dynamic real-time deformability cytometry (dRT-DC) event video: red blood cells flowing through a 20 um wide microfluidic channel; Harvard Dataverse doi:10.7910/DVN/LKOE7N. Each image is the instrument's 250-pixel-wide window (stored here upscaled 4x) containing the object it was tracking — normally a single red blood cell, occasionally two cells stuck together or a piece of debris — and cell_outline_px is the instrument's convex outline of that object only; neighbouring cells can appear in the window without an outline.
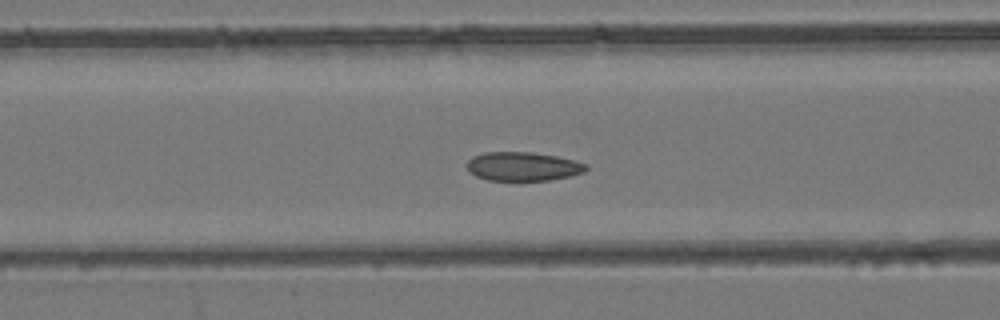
{"species": "common noctule bat (a hibernating species)", "species_latin": "Nyctalus noctula", "temperature_condition": "room temperature", "stored_images_in_passage": 53, "camera_frame_rate_fps": 3000, "um_per_image_px": 0.085, "animal": {"sex": "female", "body_mass_g": 24.6, "forearm_length_mm": 56.2}, "frame": {"image": 1, "passage_image": 21, "time_ms": 6.667, "image_size_px": [1000, 320], "cell_outline_px": [[588, 168], [584, 172], [572, 176], [548, 180], [488, 180], [476, 176], [468, 172], [468, 160], [472, 156], [484, 152], [532, 152], [556, 156], [576, 160], [588, 164]], "centroid_in_image_um": [44.47, 14.14], "position_along_channel_um": 122.1, "area_um2": 20.17}}
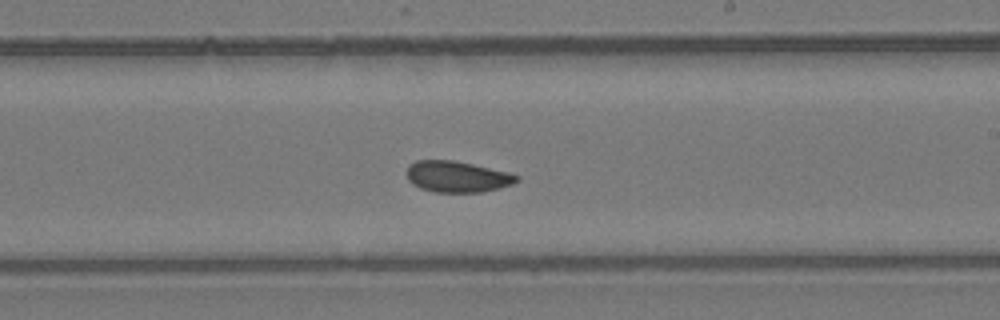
{"frame": {"image": 2, "passage_image": 31, "time_ms": 10.0, "image_size_px": [1000, 320], "cell_outline_px": [[520, 180], [512, 184], [500, 188], [480, 192], [436, 192], [420, 188], [412, 184], [408, 180], [408, 164], [416, 160], [452, 160], [472, 164], [508, 172], [520, 176]], "centroid_in_image_um": [38.86, 15.01], "position_along_channel_um": 250.1, "area_um2": 19.94}}
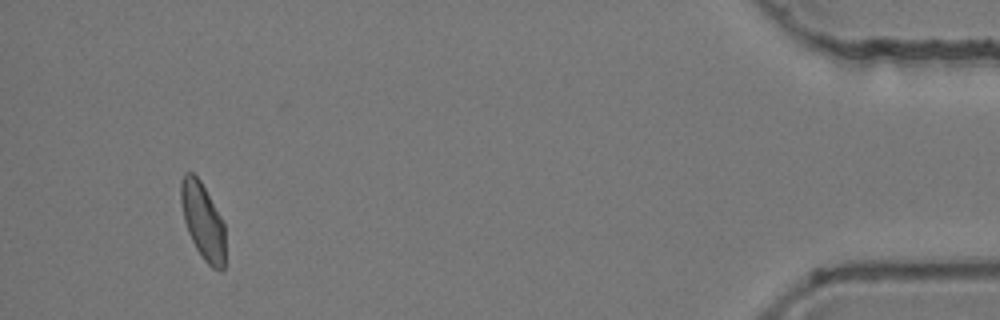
{"frame": {"image": 3, "passage_image": 50, "time_ms": 16.333, "image_size_px": [1000, 320], "cell_outline_px": [[224, 268], [220, 272], [212, 268], [204, 260], [196, 248], [188, 232], [184, 220], [180, 200], [180, 180], [184, 172], [192, 172], [200, 180], [220, 216], [224, 224]], "centroid_in_image_um": [17.22, 18.78], "position_along_channel_um": 418.0, "area_um2": 19.65}, "authors_computed_cell_mechanics": {"area_um2": 20.6346, "velocity_mm_per_s": 3.8485, "shape_relaxation_time_tau1_ms": null, "shape_relaxation_time_tau2_ms": 2.1687, "deformation_change_tau1": null, "deformation_change_tau2": 0.0565}}